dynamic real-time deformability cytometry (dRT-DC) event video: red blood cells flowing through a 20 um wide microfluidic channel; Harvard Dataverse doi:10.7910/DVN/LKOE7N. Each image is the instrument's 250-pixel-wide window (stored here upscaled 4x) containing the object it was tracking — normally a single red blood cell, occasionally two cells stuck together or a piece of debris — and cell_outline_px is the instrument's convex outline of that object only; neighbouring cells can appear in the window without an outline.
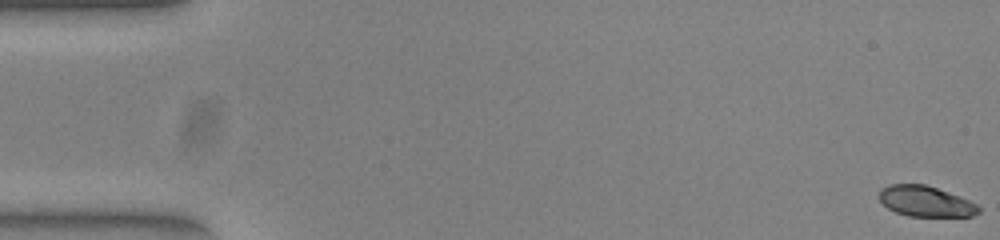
{"species": "common noctule bat (a hibernating species)", "species_latin": "Nyctalus noctula", "temperature_condition": "warm", "stored_images_in_passage": 53, "camera_frame_rate_fps": 3000, "um_per_image_px": 0.085, "animal": {"sex": "female", "body_mass_g": 23.0, "forearm_length_mm": 53.4}, "frame": {"image": 1, "passage_image": 1, "time_ms": 0.0, "image_size_px": [1000, 240], "cell_outline_px": [[980, 212], [972, 216], [908, 216], [896, 212], [888, 208], [880, 200], [880, 192], [888, 184], [924, 184], [948, 192], [968, 200], [976, 204], [980, 208]], "centroid_in_image_um": [78.68, 17.12], "position_along_channel_um": 6.3, "area_um2": 17.46}}
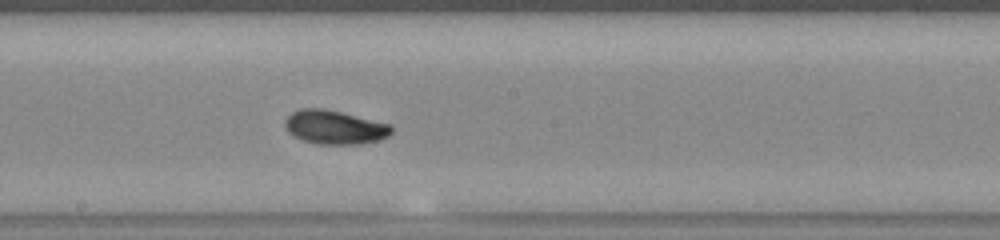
{"frame": {"image": 2, "passage_image": 29, "time_ms": 9.333, "image_size_px": [1000, 240], "cell_outline_px": [[392, 132], [388, 136], [380, 140], [360, 144], [320, 144], [304, 140], [288, 132], [284, 124], [284, 120], [292, 112], [300, 108], [320, 108], [340, 112], [392, 124]], "centroid_in_image_um": [28.46, 10.81], "position_along_channel_um": 219.7, "area_um2": 20.92}}
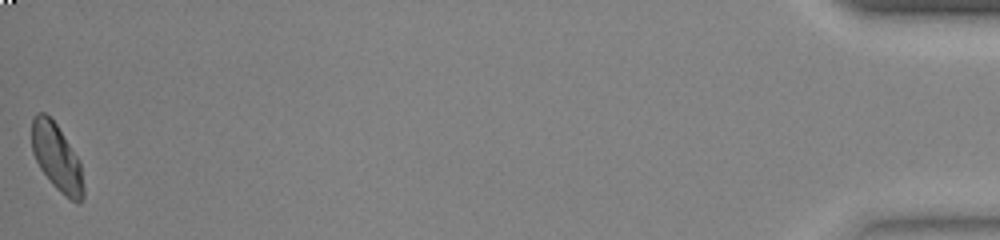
{"frame": {"image": 3, "passage_image": 53, "time_ms": 17.333, "image_size_px": [1000, 240], "cell_outline_px": [[84, 196], [80, 204], [72, 200], [60, 192], [52, 184], [40, 168], [32, 152], [32, 120], [36, 112], [44, 112], [56, 124], [80, 160], [84, 188]], "centroid_in_image_um": [4.84, 13.4], "position_along_channel_um": 430.4, "area_um2": 20.11}, "authors_computed_cell_mechanics": {"area_um2": 19.7676, "velocity_mm_per_s": 3.9038, "shape_relaxation_time_tau1_ms": 3.7946, "shape_relaxation_time_tau2_ms": 3.3, "deformation_change_tau1": 0.1303, "deformation_change_tau2": 0.0588}}